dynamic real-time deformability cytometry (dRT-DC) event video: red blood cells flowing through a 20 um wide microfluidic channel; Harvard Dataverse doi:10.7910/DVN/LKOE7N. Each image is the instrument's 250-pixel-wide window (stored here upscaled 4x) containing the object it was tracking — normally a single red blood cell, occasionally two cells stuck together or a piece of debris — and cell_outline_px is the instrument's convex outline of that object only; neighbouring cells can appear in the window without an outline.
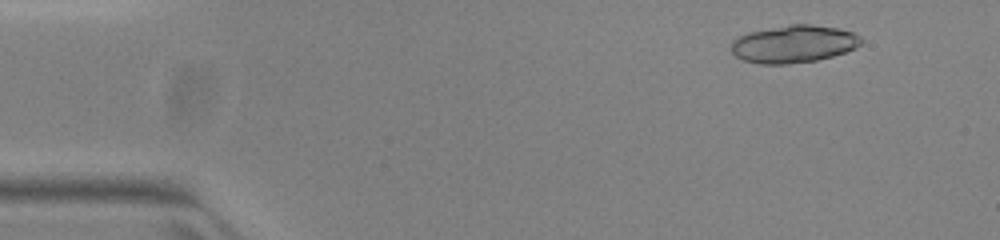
{"species": "common noctule bat (a hibernating species)", "species_latin": "Nyctalus noctula", "temperature_condition": "warm", "stored_images_in_passage": 51, "camera_frame_rate_fps": 3000, "um_per_image_px": 0.085, "animal": {"sex": "female", "body_mass_g": 23.0, "forearm_length_mm": 53.4}, "frame": {"image": 1, "passage_image": 5, "time_ms": 1.333, "image_size_px": [1000, 240], "cell_outline_px": [[864, 40], [856, 48], [832, 56], [816, 60], [788, 64], [760, 64], [744, 60], [736, 56], [732, 52], [732, 40], [748, 32], [788, 24], [812, 24], [836, 28], [852, 32], [860, 36]], "centroid_in_image_um": [67.47, 3.73], "position_along_channel_um": 17.5, "area_um2": 28.38}}
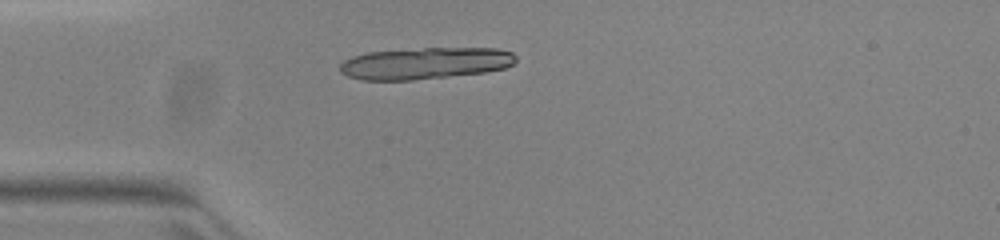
{"frame": {"image": 2, "passage_image": 14, "time_ms": 4.333, "image_size_px": [1000, 240], "cell_outline_px": [[516, 60], [512, 64], [504, 68], [484, 72], [412, 80], [360, 80], [348, 76], [340, 72], [340, 64], [344, 60], [352, 56], [368, 52], [424, 48], [496, 48], [512, 52], [516, 56]], "centroid_in_image_um": [36.12, 5.37], "position_along_channel_um": 48.9, "area_um2": 32.43}, "authors_computed_cell_mechanics": {"area_um2": 27.1082, "velocity_mm_per_s": 3.965, "shape_relaxation_time_tau1_ms": null, "shape_relaxation_time_tau2_ms": 4.6485, "deformation_change_tau1": null, "deformation_change_tau2": 0.1082}}